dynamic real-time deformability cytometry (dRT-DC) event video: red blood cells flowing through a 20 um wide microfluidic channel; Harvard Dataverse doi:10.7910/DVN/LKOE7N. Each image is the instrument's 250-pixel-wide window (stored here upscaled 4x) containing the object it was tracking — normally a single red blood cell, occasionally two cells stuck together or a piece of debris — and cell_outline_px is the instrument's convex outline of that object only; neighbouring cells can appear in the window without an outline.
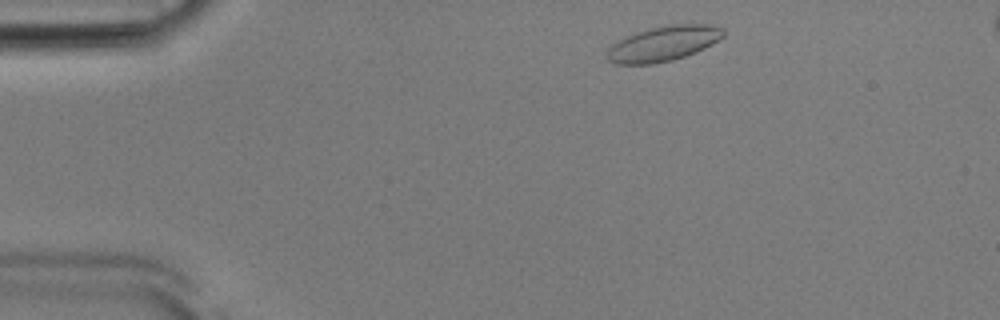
{"species": "Egyptian fruit bat (a non-hibernating species)", "species_latin": "Rousettus aegyptiacus", "temperature_condition": "room temperature", "stored_images_in_passage": 46, "camera_frame_rate_fps": 3000, "um_per_image_px": 0.085, "animal": {"sex": "male"}, "frame": {"image": 1, "passage_image": 2, "time_ms": 0.333, "image_size_px": [1000, 320], "cell_outline_px": [[724, 36], [712, 44], [696, 52], [672, 60], [652, 64], [616, 64], [608, 60], [608, 48], [616, 40], [624, 36], [648, 28], [668, 24], [708, 24], [724, 28]], "centroid_in_image_um": [56.38, 3.69], "position_along_channel_um": 28.6, "area_um2": 23.93}}
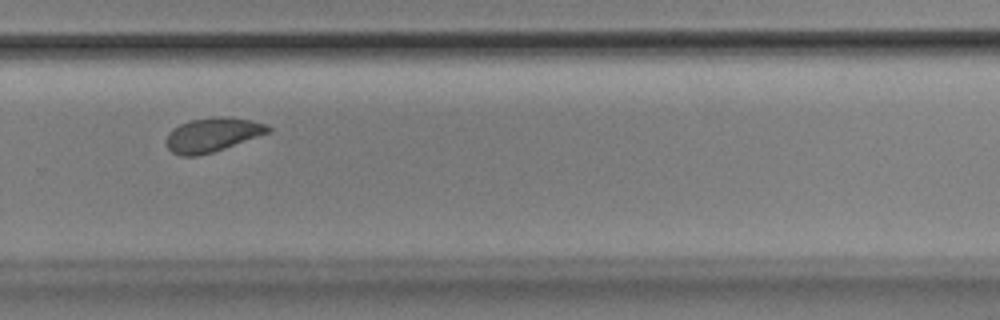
{"frame": {"image": 2, "passage_image": 29, "time_ms": 9.333, "image_size_px": [1000, 320], "cell_outline_px": [[272, 128], [268, 132], [224, 148], [212, 152], [196, 156], [180, 156], [172, 152], [168, 148], [168, 132], [172, 128], [180, 124], [192, 120], [216, 116], [224, 116], [252, 120], [264, 124]], "centroid_in_image_um": [18.03, 11.44], "position_along_channel_um": 311.8, "area_um2": 19.83}}
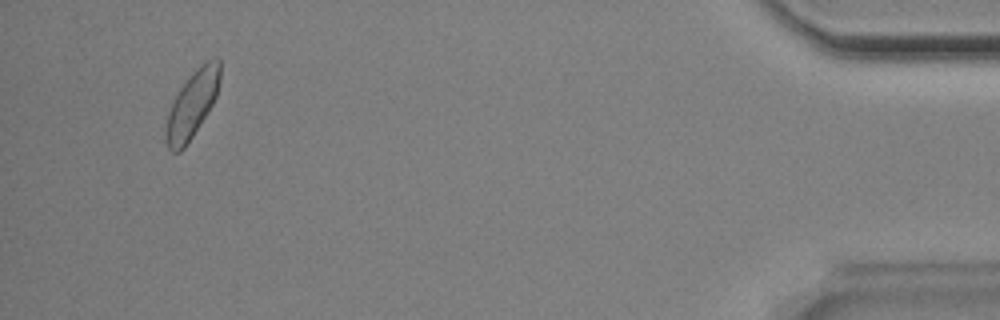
{"frame": {"image": 3, "passage_image": 43, "time_ms": 14.0, "image_size_px": [1000, 320], "cell_outline_px": [[220, 80], [216, 96], [208, 112], [184, 148], [180, 152], [172, 152], [168, 148], [164, 136], [164, 132], [168, 112], [180, 88], [188, 76], [200, 64], [216, 56], [220, 60]], "centroid_in_image_um": [16.33, 8.86], "position_along_channel_um": 418.9, "area_um2": 21.04}, "authors_computed_cell_mechanics": {"area_um2": 20.4323, "velocity_mm_per_s": 3.8438, "shape_relaxation_time_tau1_ms": 2.6354, "shape_relaxation_time_tau2_ms": 2.3044, "deformation_change_tau1": 0.0898, "deformation_change_tau2": 0.0554}}